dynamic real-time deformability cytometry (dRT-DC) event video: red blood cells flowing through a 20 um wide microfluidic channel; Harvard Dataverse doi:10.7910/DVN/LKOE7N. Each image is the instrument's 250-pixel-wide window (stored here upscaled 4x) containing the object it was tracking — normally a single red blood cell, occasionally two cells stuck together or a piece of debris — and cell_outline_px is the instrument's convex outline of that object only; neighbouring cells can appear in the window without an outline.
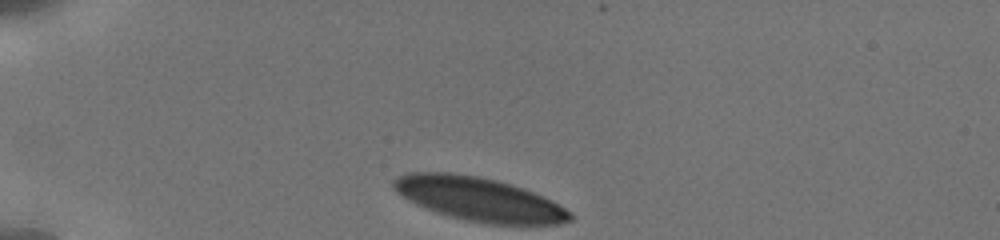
{"species": "human", "species_latin": "Homo sapiens", "temperature_condition": "cold", "stored_images_in_passage": 52, "camera_frame_rate_fps": 3000, "um_per_image_px": 0.085, "donor": {"sex": "male"}, "frame": {"image": 1, "passage_image": 1, "time_ms": 0.0, "image_size_px": [1000, 240], "cell_outline_px": [[572, 220], [560, 224], [484, 224], [464, 220], [436, 212], [416, 204], [408, 200], [396, 192], [392, 184], [392, 180], [408, 172], [448, 172], [480, 176], [496, 180], [524, 188], [552, 200], [572, 212]], "centroid_in_image_um": [40.72, 16.93], "position_along_channel_um": 44.3, "area_um2": 45.08}}
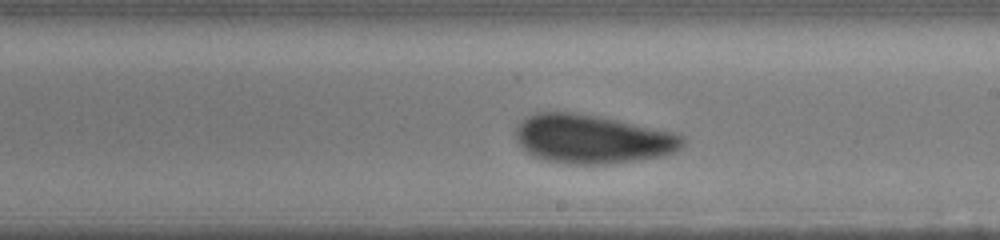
{"frame": {"image": 2, "passage_image": 31, "time_ms": 6.333, "image_size_px": [1000, 240], "cell_outline_px": [[688, 140], [676, 152], [660, 156], [636, 160], [608, 164], [568, 164], [548, 160], [532, 156], [516, 140], [516, 124], [520, 120], [536, 112], [576, 112], [676, 132], [684, 136]], "centroid_in_image_um": [50.36, 11.81], "position_along_channel_um": 238.6, "area_um2": 47.63}}
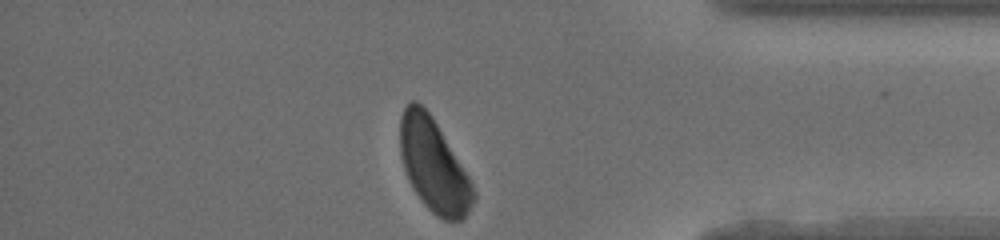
{"frame": {"image": 3, "passage_image": 51, "time_ms": 11.0, "image_size_px": [1000, 240], "cell_outline_px": [[476, 200], [468, 212], [460, 220], [444, 220], [436, 216], [420, 200], [408, 180], [404, 168], [400, 152], [400, 116], [404, 108], [412, 100], [416, 100], [432, 116], [468, 176], [476, 192]], "centroid_in_image_um": [36.85, 14.08], "position_along_channel_um": 398.3, "area_um2": 39.36}, "authors_computed_cell_mechanics": {"area_um2": 47.107, "velocity_mm_per_s": 3.7963, "shape_relaxation_time_tau1_ms": 2.2915, "shape_relaxation_time_tau2_ms": 1.2797, "deformation_change_tau1": 0.1095, "deformation_change_tau2": 0.0637}}